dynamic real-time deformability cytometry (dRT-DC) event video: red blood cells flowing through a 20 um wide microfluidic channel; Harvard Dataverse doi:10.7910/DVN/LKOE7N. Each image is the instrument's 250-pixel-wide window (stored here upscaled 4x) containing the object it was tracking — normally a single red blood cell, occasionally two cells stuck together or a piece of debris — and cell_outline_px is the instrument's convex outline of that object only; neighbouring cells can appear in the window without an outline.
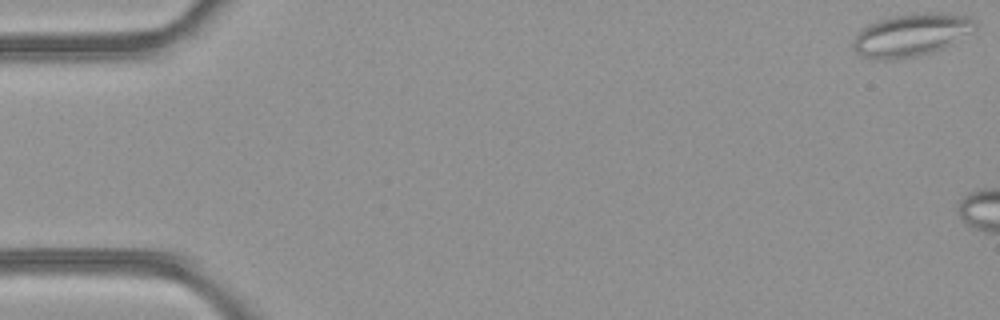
{"species": "common noctule bat (a hibernating species)", "species_latin": "Nyctalus noctula", "temperature_condition": "room temperature", "stored_images_in_passage": 4, "camera_frame_rate_fps": 3000, "um_per_image_px": 0.085, "animal": {"sex": "female", "body_mass_g": 21.9}, "frame": {"image": 1, "passage_image": 4, "time_ms": 1.0, "image_size_px": [1000, 320], "cell_outline_px": [[976, 28], [944, 48], [932, 52], [916, 56], [896, 60], [876, 60], [860, 56], [856, 52], [852, 44], [852, 40], [860, 28], [876, 20], [892, 16], [924, 12], [948, 12], [968, 16], [976, 24]], "centroid_in_image_um": [77.4, 2.97], "position_along_channel_um": 7.6, "area_um2": 30.75}}